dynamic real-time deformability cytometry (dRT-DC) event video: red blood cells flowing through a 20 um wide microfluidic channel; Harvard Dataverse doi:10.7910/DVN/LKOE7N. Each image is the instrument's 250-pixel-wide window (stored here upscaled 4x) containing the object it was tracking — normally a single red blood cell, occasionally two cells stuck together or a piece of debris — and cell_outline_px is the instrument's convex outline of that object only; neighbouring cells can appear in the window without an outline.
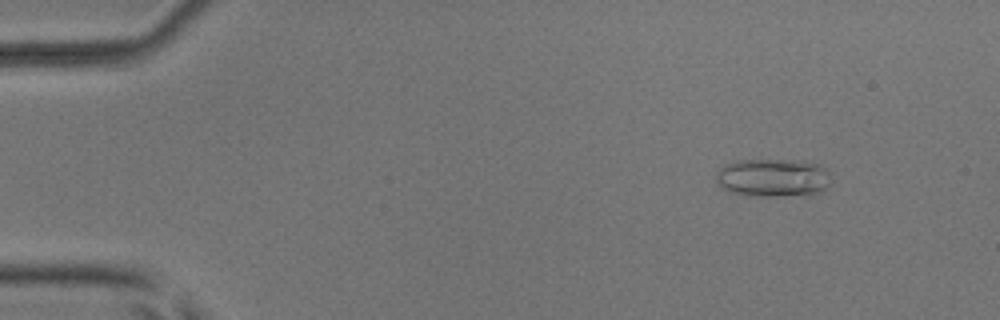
{"species": "common noctule bat (a hibernating species)", "species_latin": "Nyctalus noctula", "temperature_condition": "room temperature", "stored_images_in_passage": 54, "camera_frame_rate_fps": 3000, "um_per_image_px": 0.085, "animal": {"sex": "male", "body_mass_g": 17.9, "forearm_length_mm": 54.2}, "frame": {"image": 1, "passage_image": 7, "time_ms": 2.0, "image_size_px": [1000, 320], "cell_outline_px": [[828, 184], [824, 192], [812, 196], [752, 196], [732, 192], [724, 188], [716, 180], [716, 172], [724, 164], [736, 160], [804, 160], [820, 164], [828, 172]], "centroid_in_image_um": [65.74, 15.11], "position_along_channel_um": 19.3, "area_um2": 26.07}}
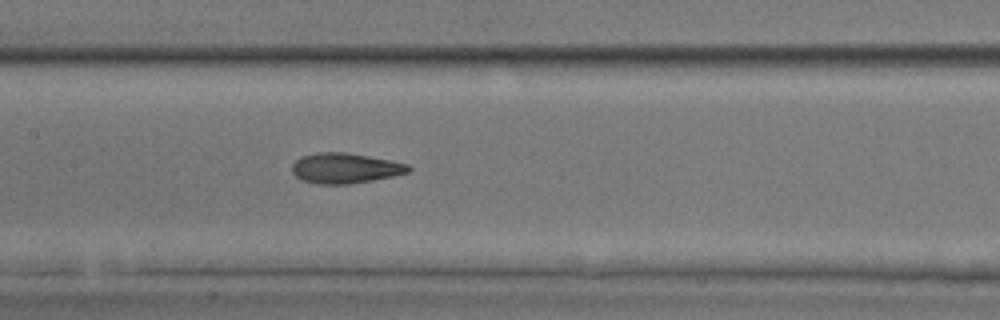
{"frame": {"image": 2, "passage_image": 27, "time_ms": 8.667, "image_size_px": [1000, 320], "cell_outline_px": [[412, 168], [408, 172], [392, 176], [372, 180], [348, 184], [316, 184], [304, 180], [296, 176], [292, 172], [292, 164], [300, 156], [316, 152], [348, 152], [408, 164]], "centroid_in_image_um": [29.3, 14.28], "position_along_channel_um": 178.1, "area_um2": 20.46}}
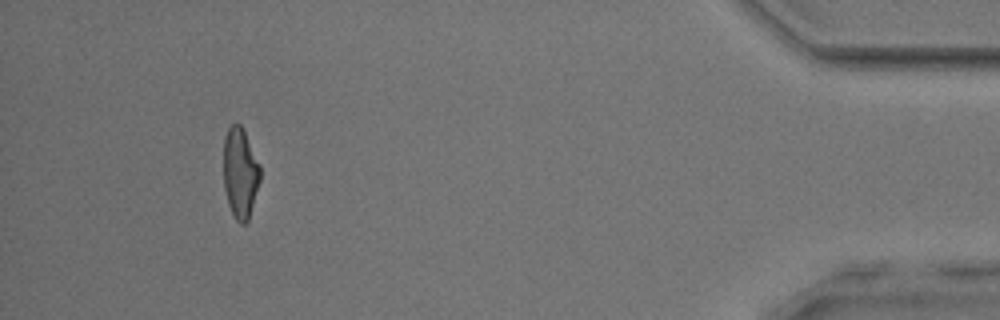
{"frame": {"image": 3, "passage_image": 50, "time_ms": 16.333, "image_size_px": [1000, 320], "cell_outline_px": [[260, 180], [248, 220], [244, 224], [240, 224], [236, 220], [228, 204], [224, 188], [224, 136], [228, 128], [232, 124], [240, 124], [244, 128], [260, 164]], "centroid_in_image_um": [20.42, 14.67], "position_along_channel_um": 414.8, "area_um2": 19.42}, "authors_computed_cell_mechanics": {"area_um2": 20.5479, "velocity_mm_per_s": 3.9208, "shape_relaxation_time_tau1_ms": 3.3082, "shape_relaxation_time_tau2_ms": 1.9254, "deformation_change_tau1": 0.1652, "deformation_change_tau2": 0.1177}}